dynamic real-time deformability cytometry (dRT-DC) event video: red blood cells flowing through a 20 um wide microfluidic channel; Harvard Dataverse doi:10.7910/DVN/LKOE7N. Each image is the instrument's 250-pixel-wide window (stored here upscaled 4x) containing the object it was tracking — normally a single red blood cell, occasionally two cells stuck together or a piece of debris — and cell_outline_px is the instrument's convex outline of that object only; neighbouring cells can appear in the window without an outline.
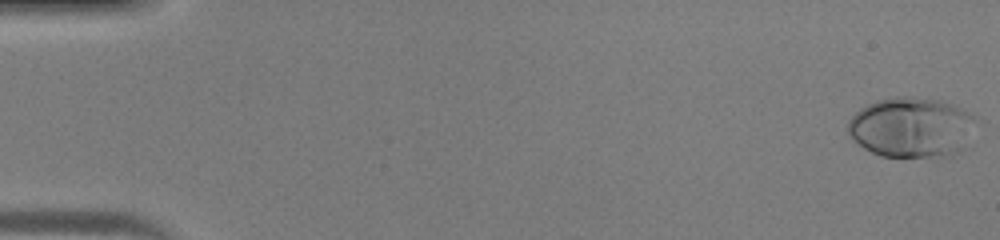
{"species": "human", "species_latin": "Homo sapiens", "temperature_condition": "warm", "stored_images_in_passage": 46, "camera_frame_rate_fps": 3000, "um_per_image_px": 0.085, "donor": {"sex": "male"}, "frame": {"image": 1, "passage_image": 1, "time_ms": 0.0, "image_size_px": [1000, 240], "cell_outline_px": [[976, 120], [944, 152], [928, 156], [880, 156], [864, 148], [848, 132], [848, 120], [860, 108], [876, 100], [896, 96], [908, 96], [940, 100], [952, 104], [976, 116]], "centroid_in_image_um": [77.24, 10.72], "position_along_channel_um": 7.8, "area_um2": 42.14}}
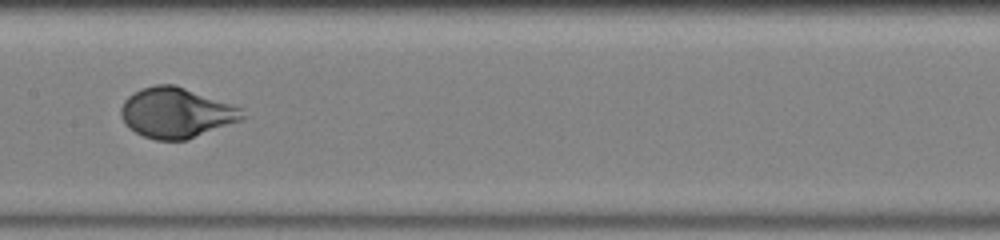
{"frame": {"image": 2, "passage_image": 24, "time_ms": 7.667, "image_size_px": [1000, 240], "cell_outline_px": [[248, 116], [240, 120], [184, 140], [156, 140], [144, 136], [128, 128], [124, 124], [120, 116], [120, 108], [124, 100], [128, 96], [140, 88], [156, 84], [172, 84], [244, 108]], "centroid_in_image_um": [14.95, 9.58], "position_along_channel_um": 192.4, "area_um2": 35.43}}
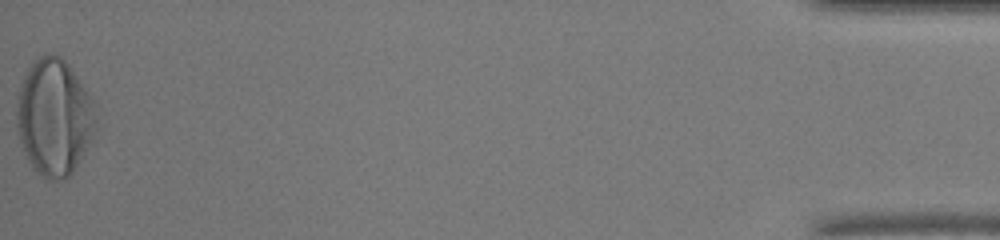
{"frame": {"image": 3, "passage_image": 46, "time_ms": 15.0, "image_size_px": [1000, 240], "cell_outline_px": [[96, 132], [72, 172], [64, 180], [48, 180], [36, 172], [32, 168], [24, 152], [20, 140], [16, 124], [16, 108], [20, 88], [24, 76], [28, 68], [40, 56], [60, 56], [68, 64], [88, 92], [96, 104]], "centroid_in_image_um": [4.62, 10.0], "position_along_channel_um": 430.6, "area_um2": 53.64}}